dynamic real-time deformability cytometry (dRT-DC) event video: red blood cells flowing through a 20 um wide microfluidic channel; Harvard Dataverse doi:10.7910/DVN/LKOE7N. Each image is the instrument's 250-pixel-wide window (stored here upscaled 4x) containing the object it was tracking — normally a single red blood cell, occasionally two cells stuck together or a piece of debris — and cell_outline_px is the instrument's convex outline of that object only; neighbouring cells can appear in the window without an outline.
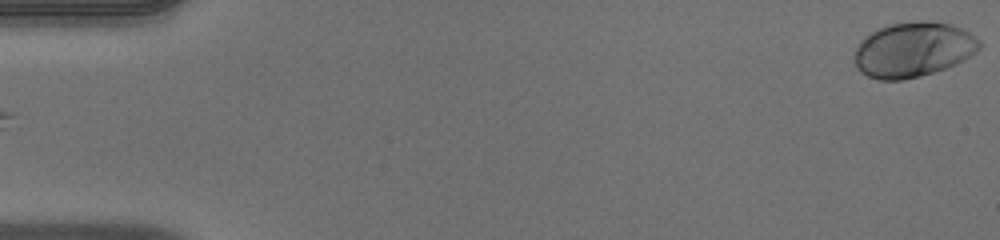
{"species": "human", "species_latin": "Homo sapiens", "temperature_condition": "warm", "stored_images_in_passage": 51, "camera_frame_rate_fps": 3000, "um_per_image_px": 0.085, "donor": {"sex": "male"}, "frame": {"image": 1, "passage_image": 1, "time_ms": 0.0, "image_size_px": [1000, 240], "cell_outline_px": [[980, 48], [976, 52], [964, 60], [956, 64], [920, 76], [904, 80], [880, 80], [868, 76], [860, 72], [856, 68], [852, 60], [852, 56], [860, 40], [864, 36], [876, 28], [888, 24], [916, 20], [928, 20], [948, 24], [960, 28], [968, 32], [980, 40]], "centroid_in_image_um": [77.56, 4.21], "position_along_channel_um": 7.4, "area_um2": 40.52}}
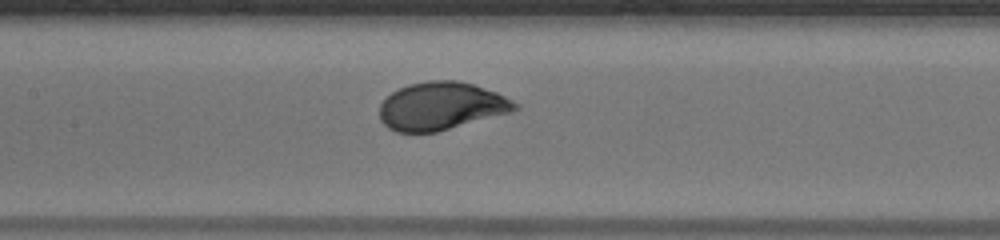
{"frame": {"image": 2, "passage_image": 25, "time_ms": 8.0, "image_size_px": [1000, 240], "cell_outline_px": [[520, 108], [512, 112], [436, 132], [396, 132], [388, 128], [380, 120], [380, 104], [392, 92], [408, 84], [428, 80], [456, 80], [472, 84], [496, 92], [520, 104]], "centroid_in_image_um": [37.51, 9.02], "position_along_channel_um": 169.9, "area_um2": 37.74}}
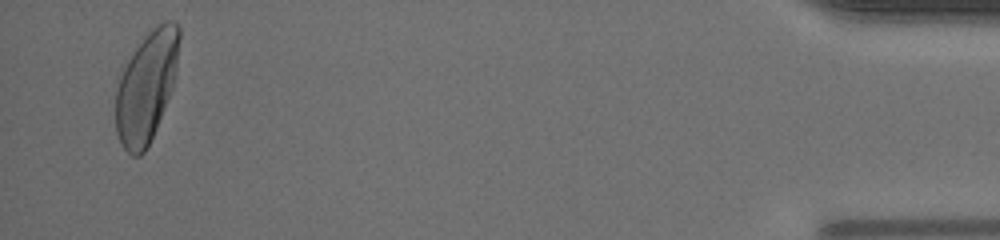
{"frame": {"image": 3, "passage_image": 50, "time_ms": 16.333, "image_size_px": [1000, 240], "cell_outline_px": [[180, 36], [176, 72], [172, 88], [156, 128], [144, 152], [140, 156], [132, 156], [124, 148], [116, 132], [116, 92], [120, 76], [132, 52], [148, 32], [156, 24], [164, 20], [176, 20], [180, 28]], "centroid_in_image_um": [12.46, 7.32], "position_along_channel_um": 422.7, "area_um2": 40.69}, "authors_computed_cell_mechanics": {"area_um2": 38.0324, "velocity_mm_per_s": 4.0133, "shape_relaxation_time_tau1_ms": 2.2093, "shape_relaxation_time_tau2_ms": null, "deformation_change_tau1": 0.1599, "deformation_change_tau2": null}}